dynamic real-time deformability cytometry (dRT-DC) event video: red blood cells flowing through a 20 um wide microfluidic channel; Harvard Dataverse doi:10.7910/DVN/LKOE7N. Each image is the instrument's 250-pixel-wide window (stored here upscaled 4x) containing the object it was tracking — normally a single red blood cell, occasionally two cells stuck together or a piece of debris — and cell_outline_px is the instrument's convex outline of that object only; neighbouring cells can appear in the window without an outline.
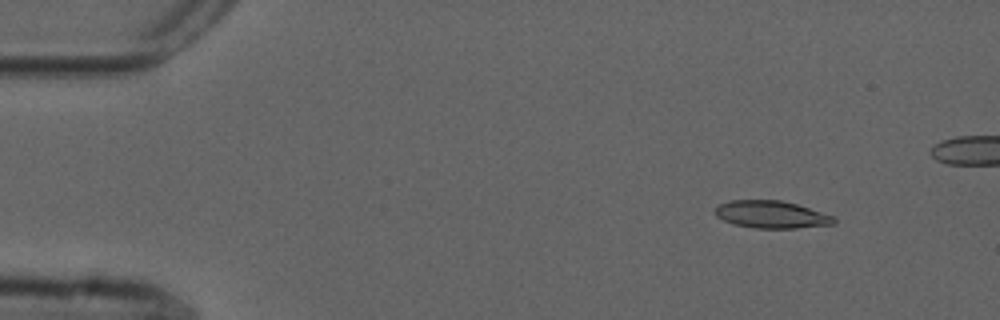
{"species": "common noctule bat (a hibernating species)", "species_latin": "Nyctalus noctula", "temperature_condition": "cold", "stored_images_in_passage": 49, "camera_frame_rate_fps": 3000, "um_per_image_px": 0.085, "animal": {"sex": "male", "forearm_length_mm": 52.5}, "frame": {"image": 1, "passage_image": 5, "time_ms": 1.333, "image_size_px": [1000, 320], "cell_outline_px": [[836, 224], [796, 228], [752, 228], [732, 224], [716, 216], [716, 208], [720, 204], [728, 200], [780, 200], [796, 204], [836, 216]], "centroid_in_image_um": [65.6, 18.24], "position_along_channel_um": 19.4, "area_um2": 19.07}}
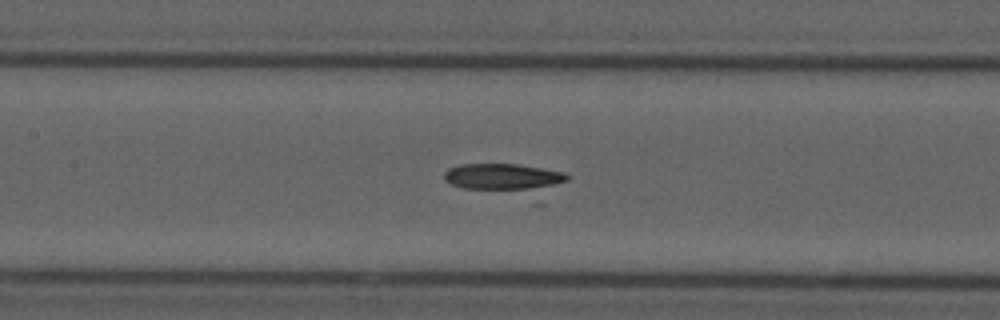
{"frame": {"image": 2, "passage_image": 24, "time_ms": 7.667, "image_size_px": [1000, 320], "cell_outline_px": [[572, 176], [544, 204], [532, 204], [464, 188], [452, 184], [444, 180], [444, 172], [448, 168], [460, 164], [516, 164], [564, 172]], "centroid_in_image_um": [43.23, 15.38], "position_along_channel_um": 164.2, "area_um2": 25.09}}
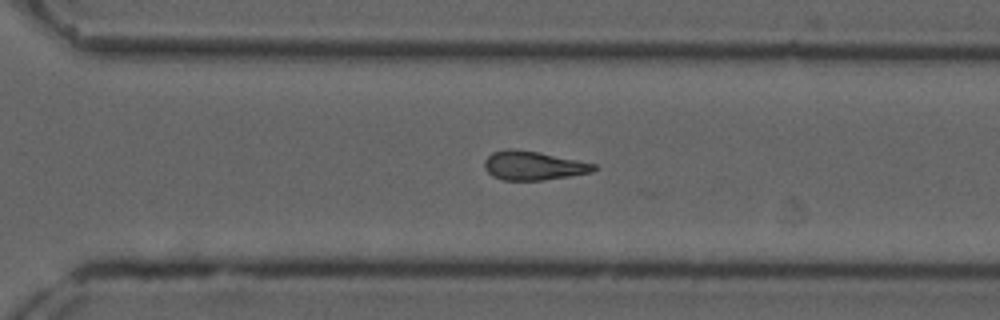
{"frame": {"image": 3, "passage_image": 37, "time_ms": 12.0, "image_size_px": [1000, 320], "cell_outline_px": [[596, 168], [592, 172], [568, 176], [540, 180], [504, 180], [492, 176], [484, 168], [484, 160], [492, 152], [508, 148], [512, 148], [540, 152], [596, 164]], "centroid_in_image_um": [45.29, 14.06], "position_along_channel_um": 325.3, "area_um2": 18.38}}